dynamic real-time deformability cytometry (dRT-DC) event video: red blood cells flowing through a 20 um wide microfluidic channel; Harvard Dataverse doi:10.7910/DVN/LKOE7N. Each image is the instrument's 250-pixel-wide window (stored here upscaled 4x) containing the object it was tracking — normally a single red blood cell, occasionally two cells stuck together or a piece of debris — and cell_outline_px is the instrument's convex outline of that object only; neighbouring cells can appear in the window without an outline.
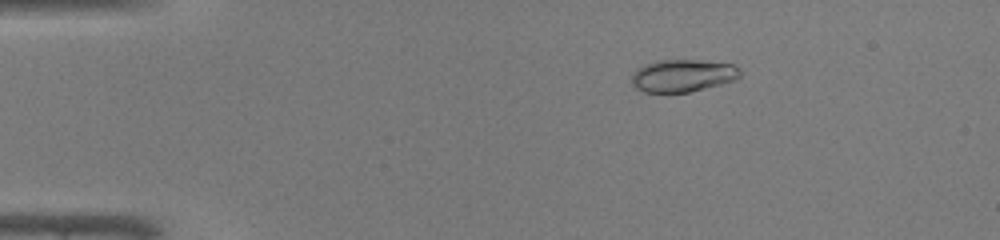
{"species": "common noctule bat (a hibernating species)", "species_latin": "Nyctalus noctula", "temperature_condition": "warm", "stored_images_in_passage": 40, "camera_frame_rate_fps": 3000, "um_per_image_px": 0.085, "animal": {"sex": "male", "body_mass_g": 19.0, "forearm_length_mm": 50.8}, "frame": {"image": 1, "passage_image": 1, "time_ms": 0.0, "image_size_px": [1000, 240], "cell_outline_px": [[740, 76], [736, 80], [688, 92], [644, 92], [636, 88], [632, 84], [632, 76], [636, 68], [644, 64], [656, 60], [700, 60], [732, 64], [740, 68]], "centroid_in_image_um": [58.02, 6.41], "position_along_channel_um": 27.0, "area_um2": 20.52}}
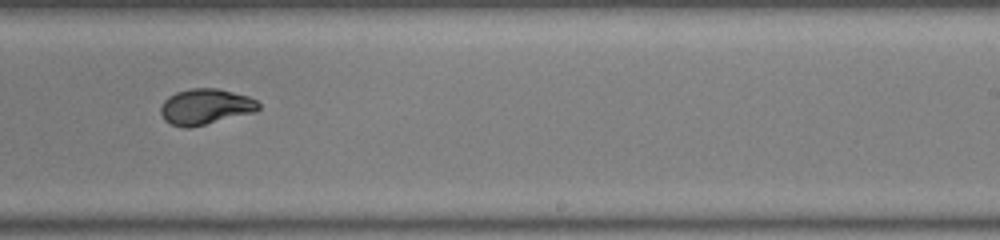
{"frame": {"image": 2, "passage_image": 23, "time_ms": 7.333, "image_size_px": [1000, 240], "cell_outline_px": [[260, 108], [256, 112], [188, 128], [184, 128], [172, 124], [164, 120], [160, 112], [160, 108], [164, 100], [168, 96], [176, 92], [192, 88], [216, 88], [248, 96], [256, 100], [260, 104]], "centroid_in_image_um": [17.46, 9.07], "position_along_channel_um": 271.5, "area_um2": 20.35}}
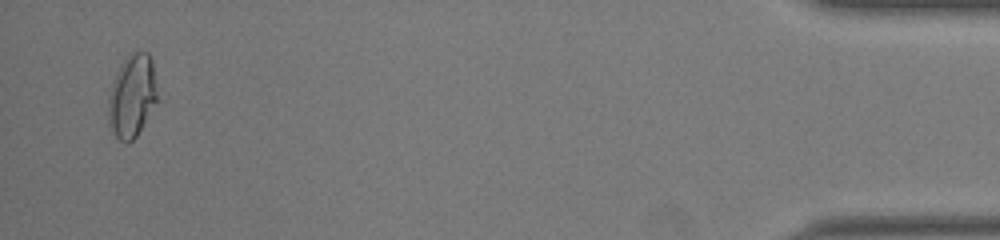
{"frame": {"image": 3, "passage_image": 39, "time_ms": 12.667, "image_size_px": [1000, 240], "cell_outline_px": [[156, 100], [136, 136], [132, 140], [120, 140], [112, 132], [108, 112], [108, 96], [112, 84], [128, 52], [148, 52], [152, 60], [156, 96]], "centroid_in_image_um": [11.2, 8.12], "position_along_channel_um": 424.0, "area_um2": 22.72}, "authors_computed_cell_mechanics": {"area_um2": 20.4034, "velocity_mm_per_s": 4.3117, "shape_relaxation_time_tau1_ms": 7.1331, "shape_relaxation_time_tau2_ms": null, "deformation_change_tau1": 0.2494, "deformation_change_tau2": null}}